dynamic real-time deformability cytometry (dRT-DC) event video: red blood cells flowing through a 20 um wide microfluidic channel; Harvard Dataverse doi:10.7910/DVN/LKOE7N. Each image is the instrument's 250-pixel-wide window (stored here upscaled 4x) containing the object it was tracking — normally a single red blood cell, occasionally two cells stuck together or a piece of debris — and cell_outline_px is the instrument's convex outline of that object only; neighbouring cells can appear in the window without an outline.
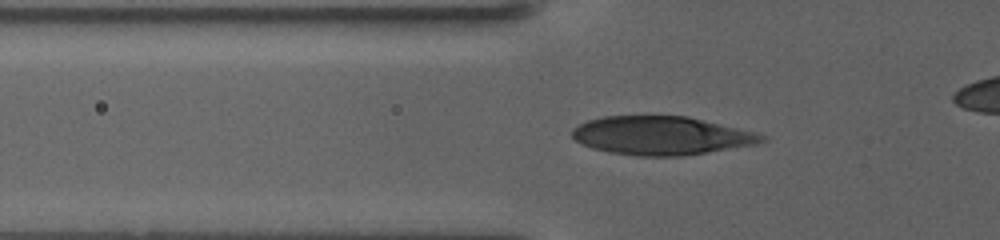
{"species": "human", "species_latin": "Homo sapiens", "temperature_condition": "warm", "stored_images_in_passage": 20, "camera_frame_rate_fps": 3000, "um_per_image_px": 0.085, "donor": {"sex": "female"}, "frame": {"image": 1, "passage_image": 12, "time_ms": 7.333, "image_size_px": [1000, 240], "cell_outline_px": [[768, 140], [756, 144], [680, 156], [636, 156], [608, 152], [592, 148], [580, 144], [572, 136], [572, 128], [588, 120], [604, 116], [688, 116], [756, 132], [768, 136]], "centroid_in_image_um": [56.21, 11.52], "position_along_channel_um": 69.6, "area_um2": 42.6}}
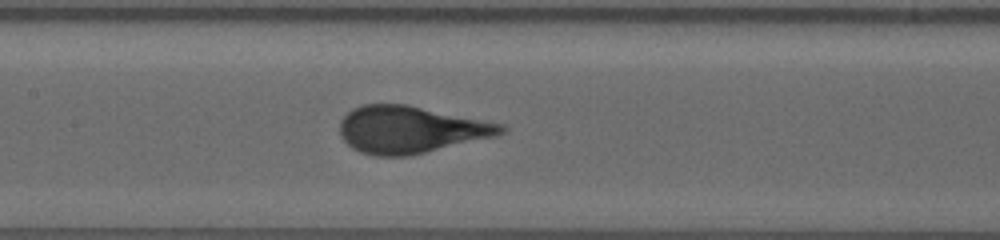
{"frame": {"image": 2, "passage_image": 17, "time_ms": 11.0, "image_size_px": [1000, 240], "cell_outline_px": [[508, 128], [504, 132], [496, 136], [408, 156], [376, 156], [360, 152], [352, 148], [340, 136], [340, 120], [352, 108], [364, 104], [408, 104], [504, 124]], "centroid_in_image_um": [34.89, 11.01], "position_along_channel_um": 172.5, "area_um2": 44.33}}
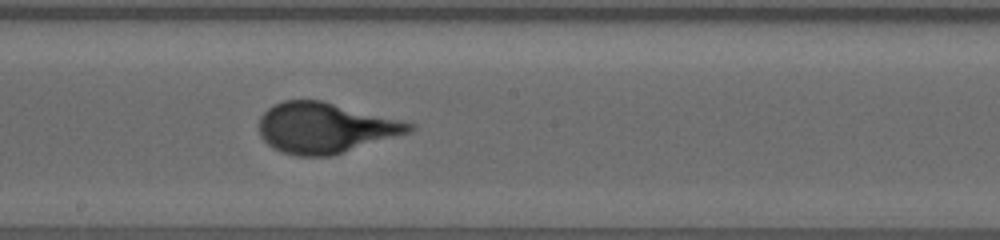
{"frame": {"image": 3, "passage_image": 20, "time_ms": 12.667, "image_size_px": [1000, 240], "cell_outline_px": [[416, 128], [408, 132], [332, 156], [296, 156], [280, 152], [272, 148], [260, 136], [260, 116], [272, 104], [284, 100], [320, 100], [416, 124]], "centroid_in_image_um": [27.58, 10.87], "position_along_channel_um": 220.6, "area_um2": 43.87}}